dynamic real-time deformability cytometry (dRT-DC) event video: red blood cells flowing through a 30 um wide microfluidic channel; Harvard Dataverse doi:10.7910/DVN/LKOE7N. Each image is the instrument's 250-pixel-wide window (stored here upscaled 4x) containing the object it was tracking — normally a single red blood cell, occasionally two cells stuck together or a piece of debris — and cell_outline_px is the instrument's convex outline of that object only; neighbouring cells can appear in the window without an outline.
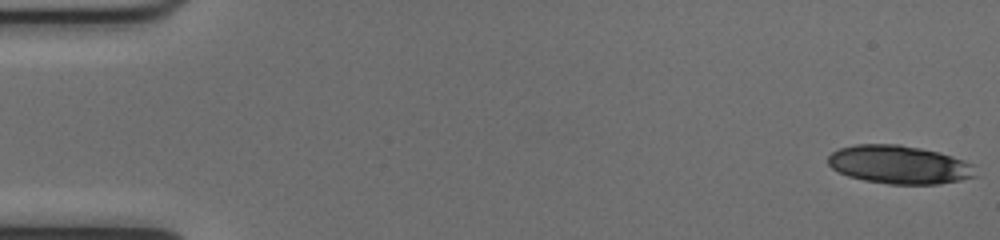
{"species": "common noctule bat (a hibernating species)", "species_latin": "Nyctalus noctula", "temperature_condition": "cold", "stored_images_in_passage": 36, "camera_frame_rate_fps": 3000, "um_per_image_px": 0.085, "animal": {"sex": "female", "body_mass_g": 17.0, "forearm_length_mm": 48.0}, "frame": {"image": 1, "passage_image": 1, "time_ms": 0.0, "image_size_px": [1000, 240], "cell_outline_px": [[980, 176], [940, 184], [888, 184], [864, 180], [848, 176], [832, 168], [828, 164], [828, 156], [832, 152], [840, 148], [856, 144], [900, 144], [940, 152], [964, 160], [972, 164]], "centroid_in_image_um": [76.47, 14.0], "position_along_channel_um": 8.5, "area_um2": 33.18}}
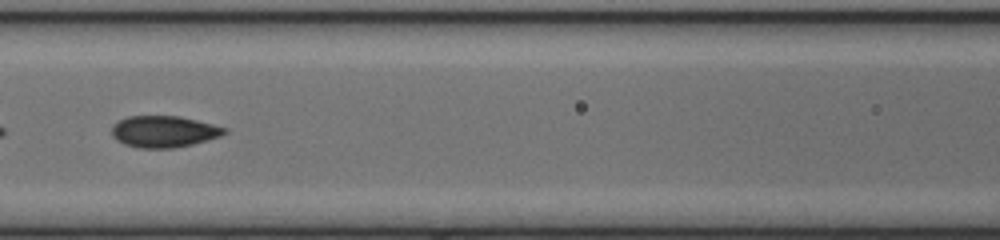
{"frame": {"image": 2, "passage_image": 24, "time_ms": 7.667, "image_size_px": [1000, 240], "cell_outline_px": [[228, 132], [220, 136], [192, 144], [172, 148], [140, 148], [124, 144], [116, 140], [112, 136], [112, 124], [128, 116], [180, 116], [228, 128]], "centroid_in_image_um": [13.91, 11.18], "position_along_channel_um": 152.7, "area_um2": 20.69}}
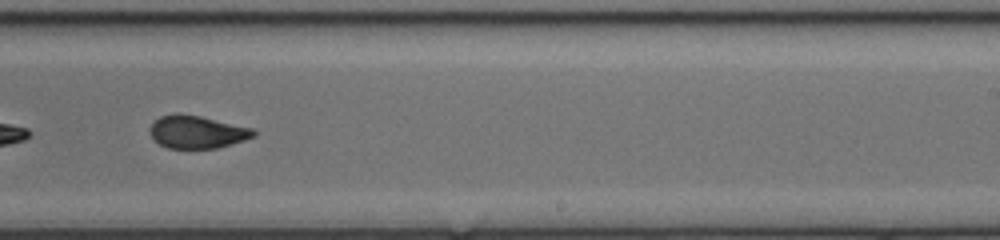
{"frame": {"image": 3, "passage_image": 33, "time_ms": 10.667, "image_size_px": [1000, 240], "cell_outline_px": [[256, 136], [232, 144], [216, 148], [168, 148], [160, 144], [152, 136], [148, 128], [160, 116], [176, 112], [180, 112], [200, 116], [256, 128]], "centroid_in_image_um": [16.78, 11.19], "position_along_channel_um": 272.2, "area_um2": 20.0}}